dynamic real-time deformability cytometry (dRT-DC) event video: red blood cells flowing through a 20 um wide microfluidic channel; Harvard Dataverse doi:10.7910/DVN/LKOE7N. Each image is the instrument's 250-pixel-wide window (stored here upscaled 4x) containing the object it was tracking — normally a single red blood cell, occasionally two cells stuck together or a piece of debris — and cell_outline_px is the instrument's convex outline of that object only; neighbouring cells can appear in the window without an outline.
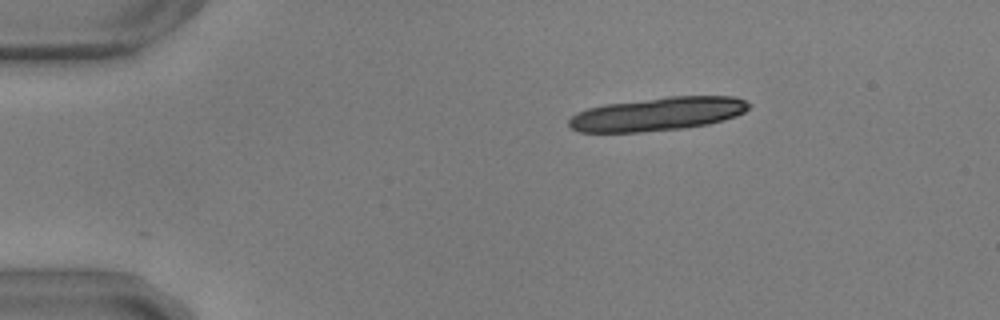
{"species": "common noctule bat (a hibernating species)", "species_latin": "Nyctalus noctula", "temperature_condition": "warm", "stored_images_in_passage": 11, "camera_frame_rate_fps": 3000, "um_per_image_px": 0.085, "animal": {"sex": "male", "body_mass_g": 17.9, "forearm_length_mm": 54.2}, "frame": {"image": 1, "passage_image": 1, "time_ms": 0.0, "image_size_px": [1000, 320], "cell_outline_px": [[752, 104], [744, 112], [736, 116], [708, 124], [684, 128], [640, 132], [580, 132], [572, 128], [568, 124], [568, 120], [572, 116], [588, 108], [608, 104], [668, 96], [736, 96]], "centroid_in_image_um": [55.94, 9.69], "position_along_channel_um": 29.1, "area_um2": 34.91}}